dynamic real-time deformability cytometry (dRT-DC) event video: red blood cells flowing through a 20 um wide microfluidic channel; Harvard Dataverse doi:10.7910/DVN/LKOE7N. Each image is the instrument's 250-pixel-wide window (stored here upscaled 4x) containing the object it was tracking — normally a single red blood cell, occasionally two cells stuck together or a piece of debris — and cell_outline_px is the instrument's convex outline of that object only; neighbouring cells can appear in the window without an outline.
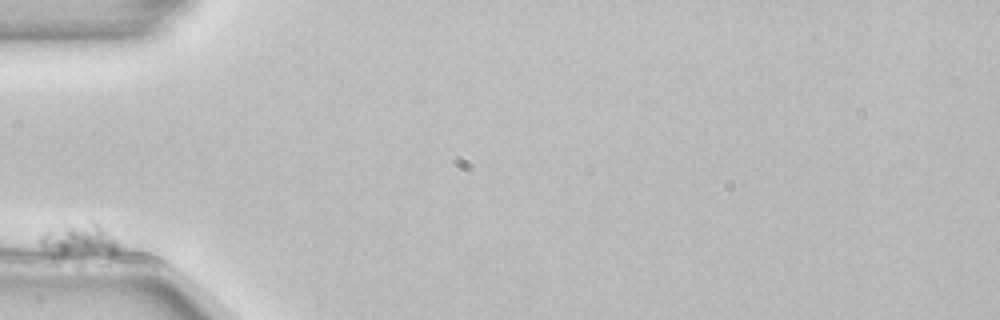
{"species": "common noctule bat (a hibernating species)", "species_latin": "Nyctalus noctula", "temperature_condition": "room temperature", "stored_images_in_passage": 6, "camera_frame_rate_fps": 3000, "um_per_image_px": 0.085, "animal": {"sex": "female", "body_mass_g": 22.7, "forearm_length_mm": 54.2}, "frame": {"image": 1, "passage_image": 1, "time_ms": 0.0, "image_size_px": [1000, 320], "cell_outline_px": [[116, 248], [112, 252], [64, 256], [52, 256], [40, 248], [40, 236], [44, 232], [92, 216], [96, 220], [116, 244]], "centroid_in_image_um": [6.58, 20.34], "position_along_channel_um": 78.4, "area_um2": 15.09}}